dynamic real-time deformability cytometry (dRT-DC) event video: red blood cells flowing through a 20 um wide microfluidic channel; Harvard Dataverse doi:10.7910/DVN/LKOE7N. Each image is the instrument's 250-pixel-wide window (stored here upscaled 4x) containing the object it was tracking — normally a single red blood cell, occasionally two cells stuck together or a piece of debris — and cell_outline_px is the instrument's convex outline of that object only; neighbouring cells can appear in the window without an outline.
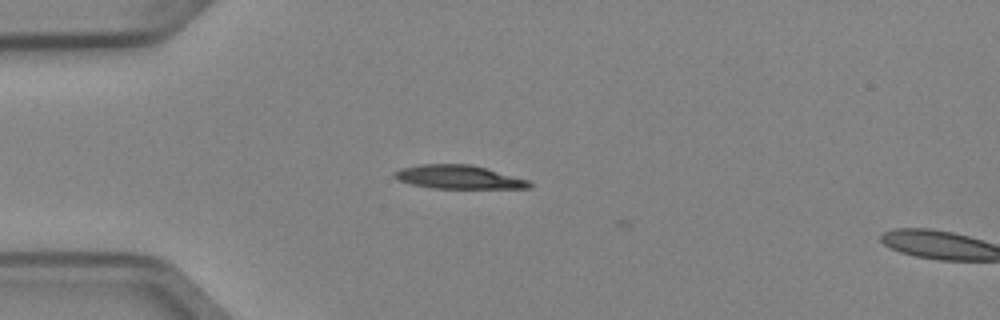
{"species": "Egyptian fruit bat (a non-hibernating species)", "species_latin": "Rousettus aegyptiacus", "temperature_condition": "cold", "stored_images_in_passage": 4, "camera_frame_rate_fps": 3000, "um_per_image_px": 0.085, "animal": {"sex": "female"}, "frame": {"image": 1, "passage_image": 1, "time_ms": 0.0, "image_size_px": [1000, 320], "cell_outline_px": [[532, 188], [432, 188], [412, 184], [400, 180], [392, 176], [392, 172], [400, 168], [420, 164], [472, 164], [532, 180]], "centroid_in_image_um": [39.03, 15.04], "position_along_channel_um": 46.0, "area_um2": 18.79}}